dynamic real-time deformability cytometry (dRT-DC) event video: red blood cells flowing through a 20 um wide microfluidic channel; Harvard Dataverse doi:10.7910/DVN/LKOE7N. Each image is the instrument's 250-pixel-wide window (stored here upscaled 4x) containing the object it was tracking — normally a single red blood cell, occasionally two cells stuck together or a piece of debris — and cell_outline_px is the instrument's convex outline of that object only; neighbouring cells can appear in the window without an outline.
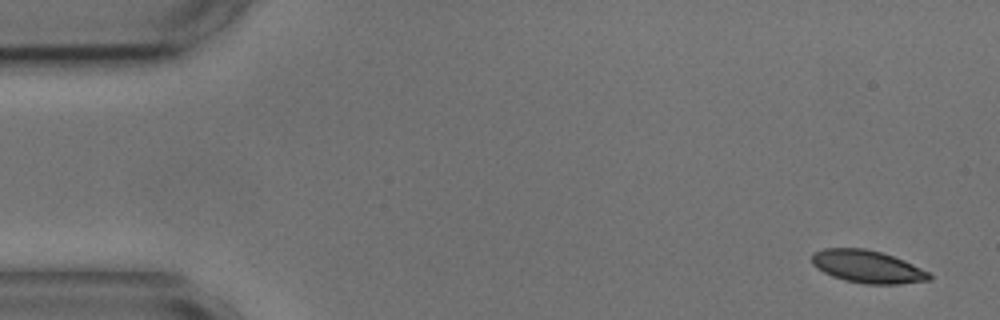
{"species": "common noctule bat (a hibernating species)", "species_latin": "Nyctalus noctula", "temperature_condition": "cold", "stored_images_in_passage": 10, "camera_frame_rate_fps": 3000, "um_per_image_px": 0.085, "animal": {"sex": "male", "body_mass_g": 17.9, "forearm_length_mm": 54.2}, "frame": {"image": 1, "passage_image": 1, "time_ms": 0.0, "image_size_px": [1000, 320], "cell_outline_px": [[932, 280], [900, 284], [864, 284], [844, 280], [832, 276], [816, 268], [812, 264], [812, 252], [824, 248], [864, 248], [880, 252], [904, 260], [928, 272], [932, 276]], "centroid_in_image_um": [73.71, 22.67], "position_along_channel_um": 11.3, "area_um2": 22.37}}